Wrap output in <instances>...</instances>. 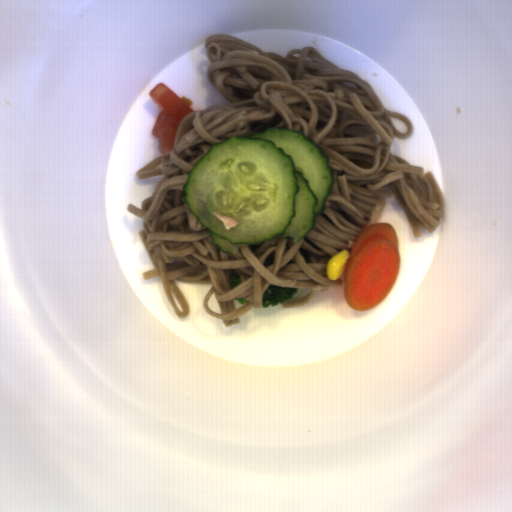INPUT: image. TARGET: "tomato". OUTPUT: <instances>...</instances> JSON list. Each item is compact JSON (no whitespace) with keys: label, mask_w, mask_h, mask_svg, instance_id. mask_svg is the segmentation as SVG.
<instances>
[{"label":"tomato","mask_w":512,"mask_h":512,"mask_svg":"<svg viewBox=\"0 0 512 512\" xmlns=\"http://www.w3.org/2000/svg\"><path fill=\"white\" fill-rule=\"evenodd\" d=\"M148 94L162 108L151 133L158 138L157 148L161 155H170L174 151L175 134L181 121L196 112L191 107L193 102L185 95L180 97L163 82L152 87Z\"/></svg>","instance_id":"512abeb7"}]
</instances>
